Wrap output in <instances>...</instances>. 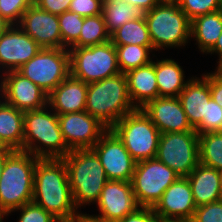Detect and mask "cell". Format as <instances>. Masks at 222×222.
<instances>
[{
  "label": "cell",
  "instance_id": "1",
  "mask_svg": "<svg viewBox=\"0 0 222 222\" xmlns=\"http://www.w3.org/2000/svg\"><path fill=\"white\" fill-rule=\"evenodd\" d=\"M32 202L44 208L59 221L78 219L63 159H39L34 172Z\"/></svg>",
  "mask_w": 222,
  "mask_h": 222
},
{
  "label": "cell",
  "instance_id": "2",
  "mask_svg": "<svg viewBox=\"0 0 222 222\" xmlns=\"http://www.w3.org/2000/svg\"><path fill=\"white\" fill-rule=\"evenodd\" d=\"M137 110L129 96L127 77L123 73L88 83L85 111L107 129L123 116Z\"/></svg>",
  "mask_w": 222,
  "mask_h": 222
},
{
  "label": "cell",
  "instance_id": "3",
  "mask_svg": "<svg viewBox=\"0 0 222 222\" xmlns=\"http://www.w3.org/2000/svg\"><path fill=\"white\" fill-rule=\"evenodd\" d=\"M48 107L24 112L23 151L40 159H62L71 150L63 138L58 115Z\"/></svg>",
  "mask_w": 222,
  "mask_h": 222
},
{
  "label": "cell",
  "instance_id": "4",
  "mask_svg": "<svg viewBox=\"0 0 222 222\" xmlns=\"http://www.w3.org/2000/svg\"><path fill=\"white\" fill-rule=\"evenodd\" d=\"M62 159L68 171L76 208L95 204L108 181L105 169L95 152L92 149L71 150Z\"/></svg>",
  "mask_w": 222,
  "mask_h": 222
},
{
  "label": "cell",
  "instance_id": "5",
  "mask_svg": "<svg viewBox=\"0 0 222 222\" xmlns=\"http://www.w3.org/2000/svg\"><path fill=\"white\" fill-rule=\"evenodd\" d=\"M40 158L14 150L7 158L0 178V206L9 215L32 202L34 172Z\"/></svg>",
  "mask_w": 222,
  "mask_h": 222
},
{
  "label": "cell",
  "instance_id": "6",
  "mask_svg": "<svg viewBox=\"0 0 222 222\" xmlns=\"http://www.w3.org/2000/svg\"><path fill=\"white\" fill-rule=\"evenodd\" d=\"M144 18L156 51L185 46L191 38V20L178 3H158Z\"/></svg>",
  "mask_w": 222,
  "mask_h": 222
},
{
  "label": "cell",
  "instance_id": "7",
  "mask_svg": "<svg viewBox=\"0 0 222 222\" xmlns=\"http://www.w3.org/2000/svg\"><path fill=\"white\" fill-rule=\"evenodd\" d=\"M111 130L136 162L156 157L161 133L142 109L123 116Z\"/></svg>",
  "mask_w": 222,
  "mask_h": 222
},
{
  "label": "cell",
  "instance_id": "8",
  "mask_svg": "<svg viewBox=\"0 0 222 222\" xmlns=\"http://www.w3.org/2000/svg\"><path fill=\"white\" fill-rule=\"evenodd\" d=\"M70 75L85 83L101 81L120 72L115 45L108 41L90 47H70Z\"/></svg>",
  "mask_w": 222,
  "mask_h": 222
},
{
  "label": "cell",
  "instance_id": "9",
  "mask_svg": "<svg viewBox=\"0 0 222 222\" xmlns=\"http://www.w3.org/2000/svg\"><path fill=\"white\" fill-rule=\"evenodd\" d=\"M17 71L48 95L70 75L69 50L67 48H41Z\"/></svg>",
  "mask_w": 222,
  "mask_h": 222
},
{
  "label": "cell",
  "instance_id": "10",
  "mask_svg": "<svg viewBox=\"0 0 222 222\" xmlns=\"http://www.w3.org/2000/svg\"><path fill=\"white\" fill-rule=\"evenodd\" d=\"M178 177L175 171L156 157L136 162L131 184L138 205L153 208Z\"/></svg>",
  "mask_w": 222,
  "mask_h": 222
},
{
  "label": "cell",
  "instance_id": "11",
  "mask_svg": "<svg viewBox=\"0 0 222 222\" xmlns=\"http://www.w3.org/2000/svg\"><path fill=\"white\" fill-rule=\"evenodd\" d=\"M156 158L187 177L199 162V134L196 131L162 133Z\"/></svg>",
  "mask_w": 222,
  "mask_h": 222
},
{
  "label": "cell",
  "instance_id": "12",
  "mask_svg": "<svg viewBox=\"0 0 222 222\" xmlns=\"http://www.w3.org/2000/svg\"><path fill=\"white\" fill-rule=\"evenodd\" d=\"M91 149L99 158L108 180L131 181L136 161L111 129Z\"/></svg>",
  "mask_w": 222,
  "mask_h": 222
},
{
  "label": "cell",
  "instance_id": "13",
  "mask_svg": "<svg viewBox=\"0 0 222 222\" xmlns=\"http://www.w3.org/2000/svg\"><path fill=\"white\" fill-rule=\"evenodd\" d=\"M96 203L100 214L90 216L103 222H119L140 207L131 181L108 180Z\"/></svg>",
  "mask_w": 222,
  "mask_h": 222
},
{
  "label": "cell",
  "instance_id": "14",
  "mask_svg": "<svg viewBox=\"0 0 222 222\" xmlns=\"http://www.w3.org/2000/svg\"><path fill=\"white\" fill-rule=\"evenodd\" d=\"M58 120L70 150L91 149L108 130L86 111L58 115Z\"/></svg>",
  "mask_w": 222,
  "mask_h": 222
},
{
  "label": "cell",
  "instance_id": "15",
  "mask_svg": "<svg viewBox=\"0 0 222 222\" xmlns=\"http://www.w3.org/2000/svg\"><path fill=\"white\" fill-rule=\"evenodd\" d=\"M0 98L23 112L47 106L48 95L18 71L3 72Z\"/></svg>",
  "mask_w": 222,
  "mask_h": 222
},
{
  "label": "cell",
  "instance_id": "16",
  "mask_svg": "<svg viewBox=\"0 0 222 222\" xmlns=\"http://www.w3.org/2000/svg\"><path fill=\"white\" fill-rule=\"evenodd\" d=\"M196 208L187 177H178L153 210L163 222H190Z\"/></svg>",
  "mask_w": 222,
  "mask_h": 222
},
{
  "label": "cell",
  "instance_id": "17",
  "mask_svg": "<svg viewBox=\"0 0 222 222\" xmlns=\"http://www.w3.org/2000/svg\"><path fill=\"white\" fill-rule=\"evenodd\" d=\"M41 48L19 25H11L0 36V70L3 68L4 72L17 71Z\"/></svg>",
  "mask_w": 222,
  "mask_h": 222
},
{
  "label": "cell",
  "instance_id": "18",
  "mask_svg": "<svg viewBox=\"0 0 222 222\" xmlns=\"http://www.w3.org/2000/svg\"><path fill=\"white\" fill-rule=\"evenodd\" d=\"M19 27L42 48H62L58 15L32 4L24 13Z\"/></svg>",
  "mask_w": 222,
  "mask_h": 222
},
{
  "label": "cell",
  "instance_id": "19",
  "mask_svg": "<svg viewBox=\"0 0 222 222\" xmlns=\"http://www.w3.org/2000/svg\"><path fill=\"white\" fill-rule=\"evenodd\" d=\"M141 109L161 134L195 131L189 124L178 97H158Z\"/></svg>",
  "mask_w": 222,
  "mask_h": 222
},
{
  "label": "cell",
  "instance_id": "20",
  "mask_svg": "<svg viewBox=\"0 0 222 222\" xmlns=\"http://www.w3.org/2000/svg\"><path fill=\"white\" fill-rule=\"evenodd\" d=\"M87 89L88 83L69 75L48 94L47 105L57 115L85 111Z\"/></svg>",
  "mask_w": 222,
  "mask_h": 222
},
{
  "label": "cell",
  "instance_id": "21",
  "mask_svg": "<svg viewBox=\"0 0 222 222\" xmlns=\"http://www.w3.org/2000/svg\"><path fill=\"white\" fill-rule=\"evenodd\" d=\"M200 78L192 77L189 79L178 96L193 129L201 123L203 117H206L207 102L211 99L208 73L202 74Z\"/></svg>",
  "mask_w": 222,
  "mask_h": 222
},
{
  "label": "cell",
  "instance_id": "22",
  "mask_svg": "<svg viewBox=\"0 0 222 222\" xmlns=\"http://www.w3.org/2000/svg\"><path fill=\"white\" fill-rule=\"evenodd\" d=\"M187 179L197 207L222 200L221 171L199 163Z\"/></svg>",
  "mask_w": 222,
  "mask_h": 222
},
{
  "label": "cell",
  "instance_id": "23",
  "mask_svg": "<svg viewBox=\"0 0 222 222\" xmlns=\"http://www.w3.org/2000/svg\"><path fill=\"white\" fill-rule=\"evenodd\" d=\"M129 96L137 109L159 97L155 75V61L125 73Z\"/></svg>",
  "mask_w": 222,
  "mask_h": 222
},
{
  "label": "cell",
  "instance_id": "24",
  "mask_svg": "<svg viewBox=\"0 0 222 222\" xmlns=\"http://www.w3.org/2000/svg\"><path fill=\"white\" fill-rule=\"evenodd\" d=\"M24 112L0 100V144L23 151Z\"/></svg>",
  "mask_w": 222,
  "mask_h": 222
},
{
  "label": "cell",
  "instance_id": "25",
  "mask_svg": "<svg viewBox=\"0 0 222 222\" xmlns=\"http://www.w3.org/2000/svg\"><path fill=\"white\" fill-rule=\"evenodd\" d=\"M155 75L159 97H178L185 88L184 71L174 59H163L155 62Z\"/></svg>",
  "mask_w": 222,
  "mask_h": 222
},
{
  "label": "cell",
  "instance_id": "26",
  "mask_svg": "<svg viewBox=\"0 0 222 222\" xmlns=\"http://www.w3.org/2000/svg\"><path fill=\"white\" fill-rule=\"evenodd\" d=\"M222 33L220 10L198 16L191 21V37L195 38L200 52L208 53Z\"/></svg>",
  "mask_w": 222,
  "mask_h": 222
},
{
  "label": "cell",
  "instance_id": "27",
  "mask_svg": "<svg viewBox=\"0 0 222 222\" xmlns=\"http://www.w3.org/2000/svg\"><path fill=\"white\" fill-rule=\"evenodd\" d=\"M145 13L140 7L128 4L124 0L102 2V15L110 35L126 22L145 17Z\"/></svg>",
  "mask_w": 222,
  "mask_h": 222
},
{
  "label": "cell",
  "instance_id": "28",
  "mask_svg": "<svg viewBox=\"0 0 222 222\" xmlns=\"http://www.w3.org/2000/svg\"><path fill=\"white\" fill-rule=\"evenodd\" d=\"M114 45L153 46L144 17L126 22L110 35Z\"/></svg>",
  "mask_w": 222,
  "mask_h": 222
},
{
  "label": "cell",
  "instance_id": "29",
  "mask_svg": "<svg viewBox=\"0 0 222 222\" xmlns=\"http://www.w3.org/2000/svg\"><path fill=\"white\" fill-rule=\"evenodd\" d=\"M199 162L222 171V131L199 134Z\"/></svg>",
  "mask_w": 222,
  "mask_h": 222
},
{
  "label": "cell",
  "instance_id": "30",
  "mask_svg": "<svg viewBox=\"0 0 222 222\" xmlns=\"http://www.w3.org/2000/svg\"><path fill=\"white\" fill-rule=\"evenodd\" d=\"M110 41L102 14L85 17L78 40L71 47H90Z\"/></svg>",
  "mask_w": 222,
  "mask_h": 222
},
{
  "label": "cell",
  "instance_id": "31",
  "mask_svg": "<svg viewBox=\"0 0 222 222\" xmlns=\"http://www.w3.org/2000/svg\"><path fill=\"white\" fill-rule=\"evenodd\" d=\"M120 72L125 74L132 69L149 64L153 46L115 45Z\"/></svg>",
  "mask_w": 222,
  "mask_h": 222
},
{
  "label": "cell",
  "instance_id": "32",
  "mask_svg": "<svg viewBox=\"0 0 222 222\" xmlns=\"http://www.w3.org/2000/svg\"><path fill=\"white\" fill-rule=\"evenodd\" d=\"M62 48L69 49L79 38L84 17L77 13L65 11L58 15Z\"/></svg>",
  "mask_w": 222,
  "mask_h": 222
},
{
  "label": "cell",
  "instance_id": "33",
  "mask_svg": "<svg viewBox=\"0 0 222 222\" xmlns=\"http://www.w3.org/2000/svg\"><path fill=\"white\" fill-rule=\"evenodd\" d=\"M194 130L198 134L222 131V107L212 98L207 102L206 117Z\"/></svg>",
  "mask_w": 222,
  "mask_h": 222
},
{
  "label": "cell",
  "instance_id": "34",
  "mask_svg": "<svg viewBox=\"0 0 222 222\" xmlns=\"http://www.w3.org/2000/svg\"><path fill=\"white\" fill-rule=\"evenodd\" d=\"M178 4L191 21L198 16L220 10V0H180Z\"/></svg>",
  "mask_w": 222,
  "mask_h": 222
},
{
  "label": "cell",
  "instance_id": "35",
  "mask_svg": "<svg viewBox=\"0 0 222 222\" xmlns=\"http://www.w3.org/2000/svg\"><path fill=\"white\" fill-rule=\"evenodd\" d=\"M34 3V0H0V15L12 25L21 22L23 13Z\"/></svg>",
  "mask_w": 222,
  "mask_h": 222
},
{
  "label": "cell",
  "instance_id": "36",
  "mask_svg": "<svg viewBox=\"0 0 222 222\" xmlns=\"http://www.w3.org/2000/svg\"><path fill=\"white\" fill-rule=\"evenodd\" d=\"M21 212L18 222H58L59 220L55 218L52 214L47 212L44 208L38 206L34 202L24 204L15 211Z\"/></svg>",
  "mask_w": 222,
  "mask_h": 222
},
{
  "label": "cell",
  "instance_id": "37",
  "mask_svg": "<svg viewBox=\"0 0 222 222\" xmlns=\"http://www.w3.org/2000/svg\"><path fill=\"white\" fill-rule=\"evenodd\" d=\"M190 222H222V200L197 207Z\"/></svg>",
  "mask_w": 222,
  "mask_h": 222
},
{
  "label": "cell",
  "instance_id": "38",
  "mask_svg": "<svg viewBox=\"0 0 222 222\" xmlns=\"http://www.w3.org/2000/svg\"><path fill=\"white\" fill-rule=\"evenodd\" d=\"M103 0H72L69 11L79 14L81 17H91L102 14Z\"/></svg>",
  "mask_w": 222,
  "mask_h": 222
},
{
  "label": "cell",
  "instance_id": "39",
  "mask_svg": "<svg viewBox=\"0 0 222 222\" xmlns=\"http://www.w3.org/2000/svg\"><path fill=\"white\" fill-rule=\"evenodd\" d=\"M119 222H163L152 207H139L132 214L126 215Z\"/></svg>",
  "mask_w": 222,
  "mask_h": 222
},
{
  "label": "cell",
  "instance_id": "40",
  "mask_svg": "<svg viewBox=\"0 0 222 222\" xmlns=\"http://www.w3.org/2000/svg\"><path fill=\"white\" fill-rule=\"evenodd\" d=\"M72 0H34L40 9L59 15L65 11H69L70 2Z\"/></svg>",
  "mask_w": 222,
  "mask_h": 222
},
{
  "label": "cell",
  "instance_id": "41",
  "mask_svg": "<svg viewBox=\"0 0 222 222\" xmlns=\"http://www.w3.org/2000/svg\"><path fill=\"white\" fill-rule=\"evenodd\" d=\"M211 98L222 107V77L217 73H208Z\"/></svg>",
  "mask_w": 222,
  "mask_h": 222
},
{
  "label": "cell",
  "instance_id": "42",
  "mask_svg": "<svg viewBox=\"0 0 222 222\" xmlns=\"http://www.w3.org/2000/svg\"><path fill=\"white\" fill-rule=\"evenodd\" d=\"M124 1L128 4L140 7L145 12H148L159 3L158 0H124Z\"/></svg>",
  "mask_w": 222,
  "mask_h": 222
},
{
  "label": "cell",
  "instance_id": "43",
  "mask_svg": "<svg viewBox=\"0 0 222 222\" xmlns=\"http://www.w3.org/2000/svg\"><path fill=\"white\" fill-rule=\"evenodd\" d=\"M14 150L7 148V147H2L0 149V178L2 175V171L6 162V158L13 152Z\"/></svg>",
  "mask_w": 222,
  "mask_h": 222
},
{
  "label": "cell",
  "instance_id": "44",
  "mask_svg": "<svg viewBox=\"0 0 222 222\" xmlns=\"http://www.w3.org/2000/svg\"><path fill=\"white\" fill-rule=\"evenodd\" d=\"M209 53H211V54L216 53V54L219 55L218 60L222 59V33L219 36V38H218L217 42L215 43L214 47L207 54H209Z\"/></svg>",
  "mask_w": 222,
  "mask_h": 222
},
{
  "label": "cell",
  "instance_id": "45",
  "mask_svg": "<svg viewBox=\"0 0 222 222\" xmlns=\"http://www.w3.org/2000/svg\"><path fill=\"white\" fill-rule=\"evenodd\" d=\"M12 24L0 15V36L4 34Z\"/></svg>",
  "mask_w": 222,
  "mask_h": 222
},
{
  "label": "cell",
  "instance_id": "46",
  "mask_svg": "<svg viewBox=\"0 0 222 222\" xmlns=\"http://www.w3.org/2000/svg\"><path fill=\"white\" fill-rule=\"evenodd\" d=\"M78 222H103V221L97 220L94 217L90 216L89 214H82L78 218Z\"/></svg>",
  "mask_w": 222,
  "mask_h": 222
},
{
  "label": "cell",
  "instance_id": "47",
  "mask_svg": "<svg viewBox=\"0 0 222 222\" xmlns=\"http://www.w3.org/2000/svg\"><path fill=\"white\" fill-rule=\"evenodd\" d=\"M217 63L218 66L216 67V70L214 72L217 73L220 77H222V59H220Z\"/></svg>",
  "mask_w": 222,
  "mask_h": 222
},
{
  "label": "cell",
  "instance_id": "48",
  "mask_svg": "<svg viewBox=\"0 0 222 222\" xmlns=\"http://www.w3.org/2000/svg\"><path fill=\"white\" fill-rule=\"evenodd\" d=\"M4 216H8V214L1 208V206H0V222H3V217Z\"/></svg>",
  "mask_w": 222,
  "mask_h": 222
},
{
  "label": "cell",
  "instance_id": "49",
  "mask_svg": "<svg viewBox=\"0 0 222 222\" xmlns=\"http://www.w3.org/2000/svg\"><path fill=\"white\" fill-rule=\"evenodd\" d=\"M180 0H158L159 3H179Z\"/></svg>",
  "mask_w": 222,
  "mask_h": 222
},
{
  "label": "cell",
  "instance_id": "50",
  "mask_svg": "<svg viewBox=\"0 0 222 222\" xmlns=\"http://www.w3.org/2000/svg\"><path fill=\"white\" fill-rule=\"evenodd\" d=\"M58 222H78V219L69 220V221H58Z\"/></svg>",
  "mask_w": 222,
  "mask_h": 222
},
{
  "label": "cell",
  "instance_id": "51",
  "mask_svg": "<svg viewBox=\"0 0 222 222\" xmlns=\"http://www.w3.org/2000/svg\"><path fill=\"white\" fill-rule=\"evenodd\" d=\"M220 11L222 12V0H220Z\"/></svg>",
  "mask_w": 222,
  "mask_h": 222
}]
</instances>
